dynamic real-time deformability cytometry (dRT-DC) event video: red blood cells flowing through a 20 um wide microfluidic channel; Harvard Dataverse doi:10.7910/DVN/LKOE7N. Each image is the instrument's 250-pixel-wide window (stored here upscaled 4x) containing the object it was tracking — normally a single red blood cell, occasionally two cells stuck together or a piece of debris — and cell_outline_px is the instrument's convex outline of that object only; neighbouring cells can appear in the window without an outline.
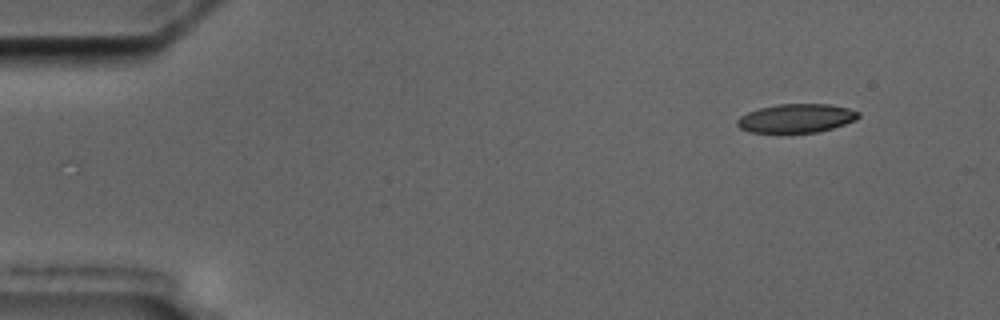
{"species": "common noctule bat (a hibernating species)", "species_latin": "Nyctalus noctula", "temperature_condition": "cold", "stored_images_in_passage": 2, "camera_frame_rate_fps": 3000, "um_per_image_px": 0.085, "animal": {"sex": "male", "body_mass_g": 17.5, "forearm_length_mm": 52.3}, "frame": {"image": 1, "passage_image": 2, "time_ms": 1.667, "image_size_px": [1000, 320], "cell_outline_px": [[860, 116], [856, 120], [820, 132], [748, 132], [740, 128], [736, 124], [736, 120], [740, 116], [748, 112], [760, 108], [780, 104], [828, 104], [848, 108], [860, 112]], "centroid_in_image_um": [67.69, 10.05], "position_along_channel_um": 17.3, "area_um2": 20.23}}